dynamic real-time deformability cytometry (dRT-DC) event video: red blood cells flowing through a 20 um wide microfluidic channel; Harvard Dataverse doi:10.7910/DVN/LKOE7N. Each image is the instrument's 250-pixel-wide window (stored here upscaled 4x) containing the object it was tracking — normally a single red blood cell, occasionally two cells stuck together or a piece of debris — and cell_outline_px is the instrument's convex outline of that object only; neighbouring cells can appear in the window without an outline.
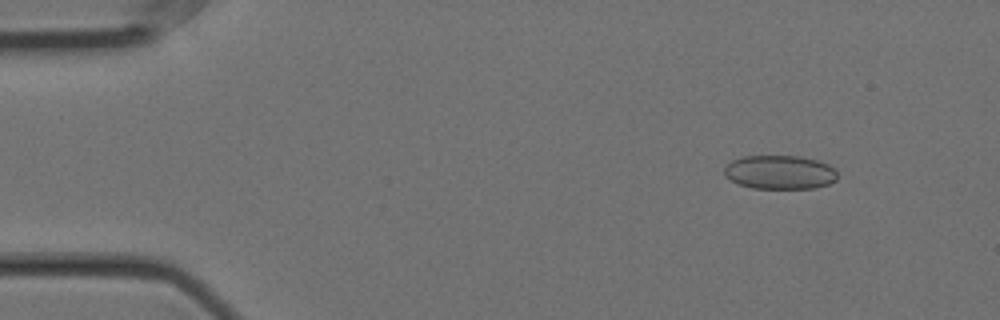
{"species": "Egyptian fruit bat (a non-hibernating species)", "species_latin": "Rousettus aegyptiacus", "temperature_condition": "cold", "stored_images_in_passage": 54, "camera_frame_rate_fps": 3000, "um_per_image_px": 0.085, "animal": {"sex": "female"}, "frame": {"image": 1, "passage_image": 4, "time_ms": 1.0, "image_size_px": [1000, 320], "cell_outline_px": [[836, 180], [828, 184], [816, 188], [752, 188], [740, 184], [724, 176], [724, 168], [732, 160], [744, 156], [800, 156], [816, 160], [828, 164], [836, 168]], "centroid_in_image_um": [66.29, 14.64], "position_along_channel_um": 18.7, "area_um2": 22.31}}
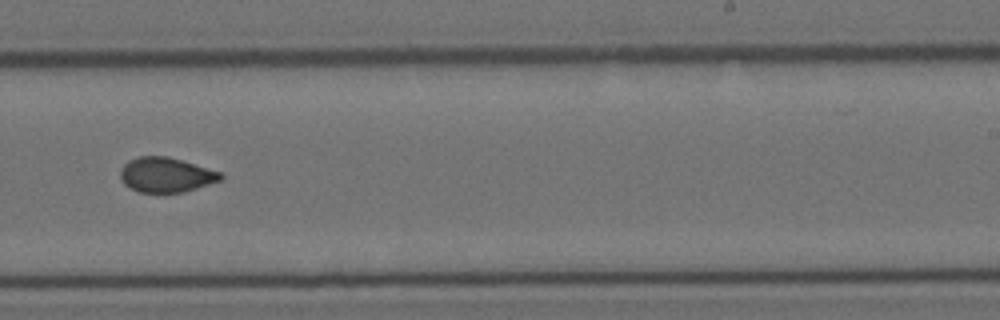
{"frame": {"image": 2, "passage_image": 33, "time_ms": 10.667, "image_size_px": [1000, 320], "cell_outline_px": [[224, 176], [220, 180], [184, 192], [140, 192], [128, 188], [120, 180], [120, 168], [128, 160], [136, 156], [168, 156], [220, 172]], "centroid_in_image_um": [14.04, 14.85], "position_along_channel_um": 275.0, "area_um2": 20.35}}
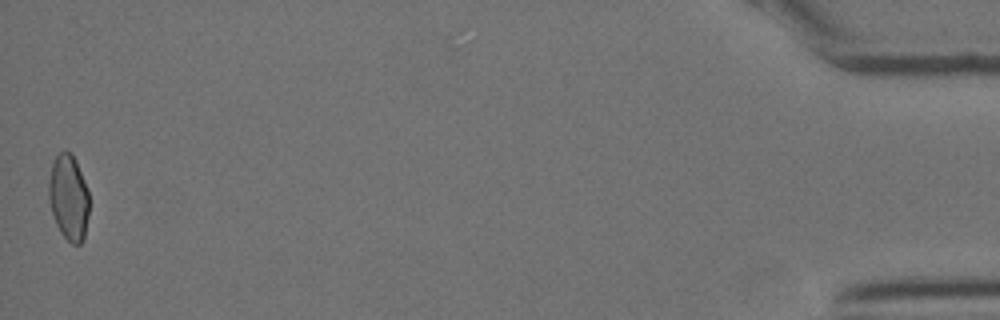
{"frame": {"image": 3, "passage_image": 54, "time_ms": 17.667, "image_size_px": [1000, 320], "cell_outline_px": [[88, 216], [84, 240], [80, 244], [72, 244], [60, 232], [56, 224], [52, 212], [48, 196], [48, 180], [52, 164], [56, 156], [64, 148], [72, 152], [76, 160], [88, 188]], "centroid_in_image_um": [5.83, 16.75], "position_along_channel_um": 429.4, "area_um2": 20.46}, "authors_computed_cell_mechanics": {"area_um2": 20.7791, "velocity_mm_per_s": 3.564, "shape_relaxation_time_tau1_ms": null, "shape_relaxation_time_tau2_ms": 1.4648, "deformation_change_tau1": null, "deformation_change_tau2": 0.0522}}